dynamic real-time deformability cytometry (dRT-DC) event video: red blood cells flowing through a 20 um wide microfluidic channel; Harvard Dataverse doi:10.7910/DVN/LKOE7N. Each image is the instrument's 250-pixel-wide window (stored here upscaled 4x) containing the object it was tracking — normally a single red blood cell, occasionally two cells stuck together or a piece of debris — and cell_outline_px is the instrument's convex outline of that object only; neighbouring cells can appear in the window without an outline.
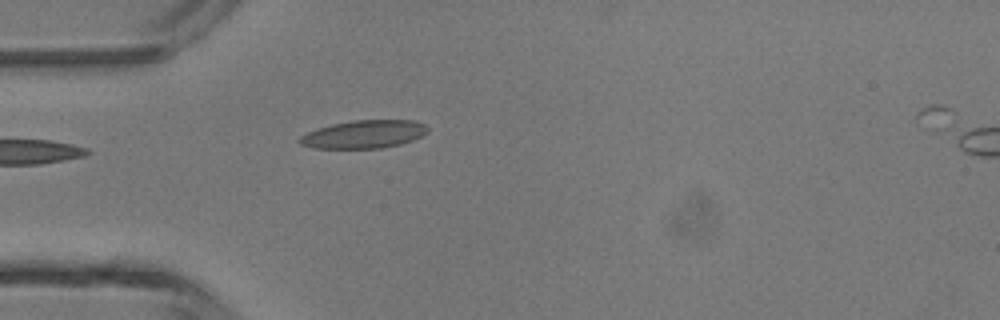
{"species": "common noctule bat (a hibernating species)", "species_latin": "Nyctalus noctula", "temperature_condition": "room temperature", "stored_images_in_passage": 35, "camera_frame_rate_fps": 3000, "um_per_image_px": 0.085, "animal": {"sex": "male", "body_mass_g": 13.3}, "frame": {"image": 1, "passage_image": 1, "time_ms": 0.0, "image_size_px": [1000, 320], "cell_outline_px": [[428, 132], [412, 140], [400, 144], [380, 148], [316, 148], [300, 144], [296, 140], [300, 136], [316, 128], [332, 124], [352, 120], [416, 120], [424, 124], [428, 128]], "centroid_in_image_um": [30.91, 11.4], "position_along_channel_um": 54.1, "area_um2": 20.92}}
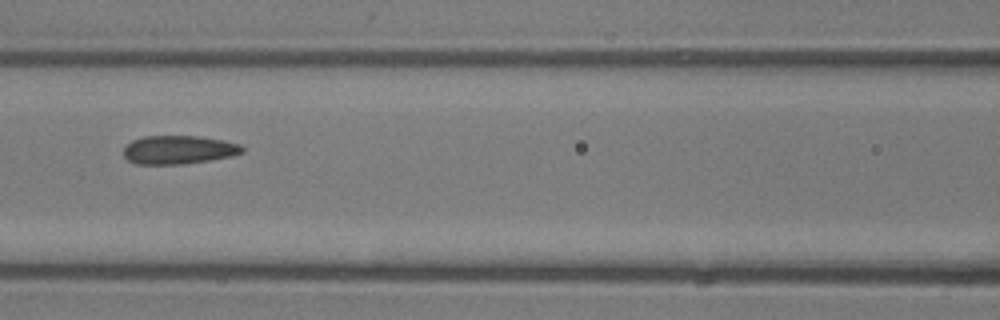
{"frame": {"image": 2, "passage_image": 8, "time_ms": 2.333, "image_size_px": [1000, 320], "cell_outline_px": [[244, 152], [232, 156], [208, 160], [180, 164], [136, 164], [128, 160], [124, 156], [124, 148], [132, 140], [144, 136], [200, 136], [224, 140], [240, 144], [244, 148]], "centroid_in_image_um": [15.2, 12.72], "position_along_channel_um": 151.4, "area_um2": 19.71}}
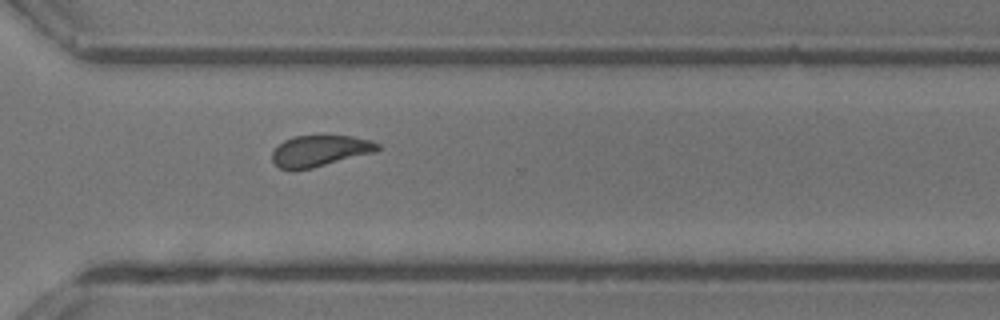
{"frame": {"image": 3, "passage_image": 21, "time_ms": 6.667, "image_size_px": [1000, 320], "cell_outline_px": [[380, 148], [376, 152], [312, 168], [280, 168], [272, 160], [272, 152], [284, 140], [292, 136], [320, 132], [352, 136], [368, 140], [380, 144]], "centroid_in_image_um": [27.23, 12.75], "position_along_channel_um": 343.4, "area_um2": 19.65}}